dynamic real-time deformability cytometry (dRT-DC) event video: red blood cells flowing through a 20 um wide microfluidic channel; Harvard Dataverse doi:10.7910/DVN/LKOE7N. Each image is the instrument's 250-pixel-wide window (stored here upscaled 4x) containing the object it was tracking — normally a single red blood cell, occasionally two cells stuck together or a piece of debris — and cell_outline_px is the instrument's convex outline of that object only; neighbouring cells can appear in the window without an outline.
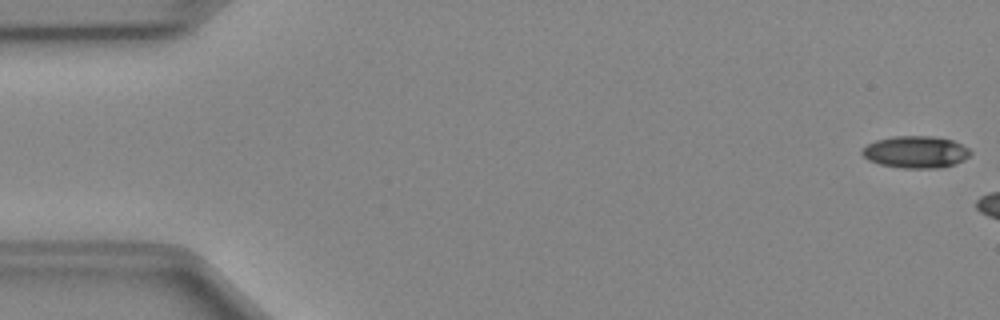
{"species": "Egyptian fruit bat (a non-hibernating species)", "species_latin": "Rousettus aegyptiacus", "temperature_condition": "cold", "stored_images_in_passage": 7, "camera_frame_rate_fps": 3000, "um_per_image_px": 0.085, "animal": {"sex": "female"}, "frame": {"image": 1, "passage_image": 1, "time_ms": 0.0, "image_size_px": [1000, 320], "cell_outline_px": [[972, 152], [968, 156], [952, 164], [936, 168], [904, 168], [880, 164], [868, 160], [860, 152], [868, 144], [876, 140], [892, 136], [932, 136], [952, 140], [968, 148]], "centroid_in_image_um": [77.8, 12.91], "position_along_channel_um": 7.2, "area_um2": 19.88}}